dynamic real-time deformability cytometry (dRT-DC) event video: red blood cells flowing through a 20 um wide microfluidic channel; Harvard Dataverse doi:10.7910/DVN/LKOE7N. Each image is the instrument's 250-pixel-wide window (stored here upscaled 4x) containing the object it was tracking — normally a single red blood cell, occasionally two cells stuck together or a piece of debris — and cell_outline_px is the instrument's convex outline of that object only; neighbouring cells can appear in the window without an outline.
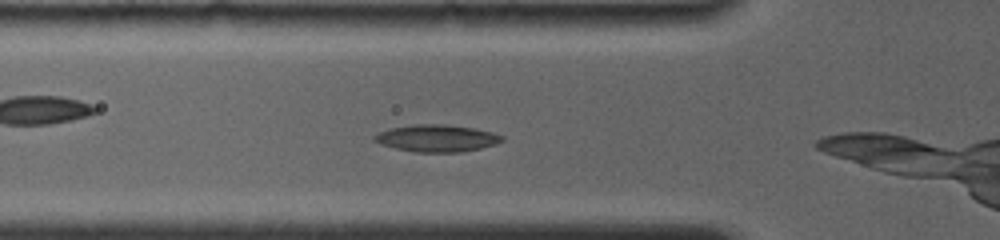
{"species": "common noctule bat (a hibernating species)", "species_latin": "Nyctalus noctula", "temperature_condition": "room temperature", "stored_images_in_passage": 45, "camera_frame_rate_fps": 4000, "um_per_image_px": 0.085, "animal": {"sex": "female", "body_mass_g": 19.0, "forearm_length_mm": 56.7}, "frame": {"image": 1, "passage_image": 8, "time_ms": 1.25, "image_size_px": [1000, 240], "cell_outline_px": [[504, 140], [496, 144], [480, 148], [460, 152], [416, 152], [396, 148], [380, 144], [372, 140], [372, 136], [380, 132], [392, 128], [416, 124], [448, 124], [472, 128], [492, 132], [504, 136]], "centroid_in_image_um": [37.13, 11.75], "position_along_channel_um": 88.7, "area_um2": 20.06}}
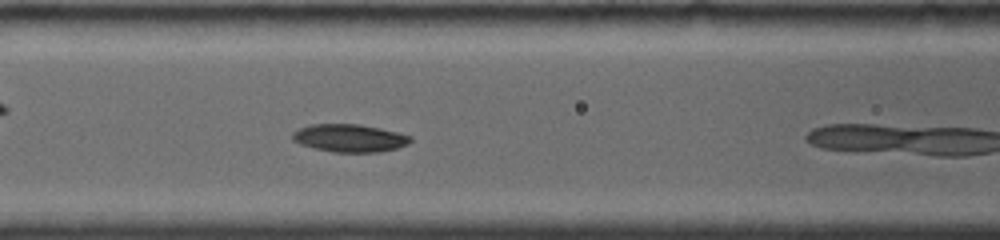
{"frame": {"image": 2, "passage_image": 14, "time_ms": 2.5, "image_size_px": [1000, 240], "cell_outline_px": [[412, 140], [408, 144], [396, 148], [380, 152], [332, 152], [300, 144], [292, 140], [292, 132], [300, 128], [312, 124], [356, 124], [396, 132], [412, 136]], "centroid_in_image_um": [29.7, 11.74], "position_along_channel_um": 136.9, "area_um2": 18.9}}